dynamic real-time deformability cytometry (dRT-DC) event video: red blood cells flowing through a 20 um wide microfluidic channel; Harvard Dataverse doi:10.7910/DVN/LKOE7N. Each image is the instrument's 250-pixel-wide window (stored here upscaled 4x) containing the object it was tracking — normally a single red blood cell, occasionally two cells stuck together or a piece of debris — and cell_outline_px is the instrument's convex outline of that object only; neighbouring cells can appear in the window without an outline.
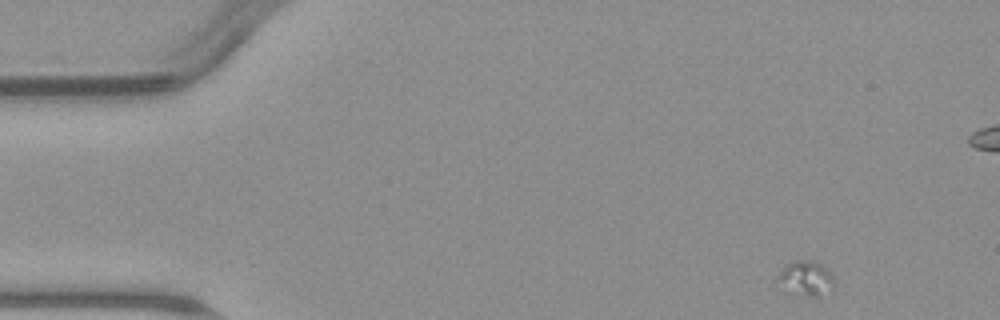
{"species": "common noctule bat (a hibernating species)", "species_latin": "Nyctalus noctula", "temperature_condition": "warm", "stored_images_in_passage": 5, "camera_frame_rate_fps": 3000, "um_per_image_px": 0.085, "animal": {"sex": "male", "body_mass_g": 23.1, "forearm_length_mm": 52.7}, "frame": {"image": 1, "passage_image": 1, "time_ms": 0.0, "image_size_px": [1000, 320], "cell_outline_px": [[836, 280], [832, 296], [820, 304], [788, 296], [776, 276], [788, 264], [796, 260], [812, 260], [820, 264], [832, 272]], "centroid_in_image_um": [68.64, 23.89], "position_along_channel_um": 16.4, "area_um2": 13.53}}
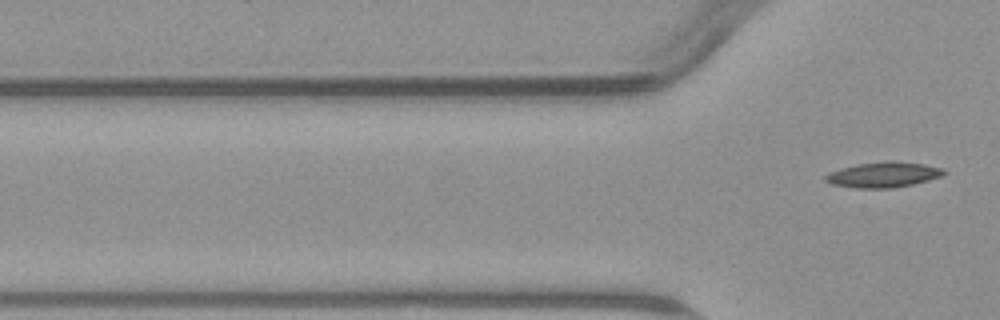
{"frame": {"image": 2, "passage_image": 5, "time_ms": 6.333, "image_size_px": [1000, 320], "cell_outline_px": [[948, 172], [940, 176], [928, 180], [912, 184], [892, 188], [856, 188], [832, 184], [824, 180], [824, 176], [828, 172], [840, 168], [856, 164], [892, 160], [924, 164], [944, 168]], "centroid_in_image_um": [75.07, 14.84], "position_along_channel_um": 50.7, "area_um2": 17.63}}